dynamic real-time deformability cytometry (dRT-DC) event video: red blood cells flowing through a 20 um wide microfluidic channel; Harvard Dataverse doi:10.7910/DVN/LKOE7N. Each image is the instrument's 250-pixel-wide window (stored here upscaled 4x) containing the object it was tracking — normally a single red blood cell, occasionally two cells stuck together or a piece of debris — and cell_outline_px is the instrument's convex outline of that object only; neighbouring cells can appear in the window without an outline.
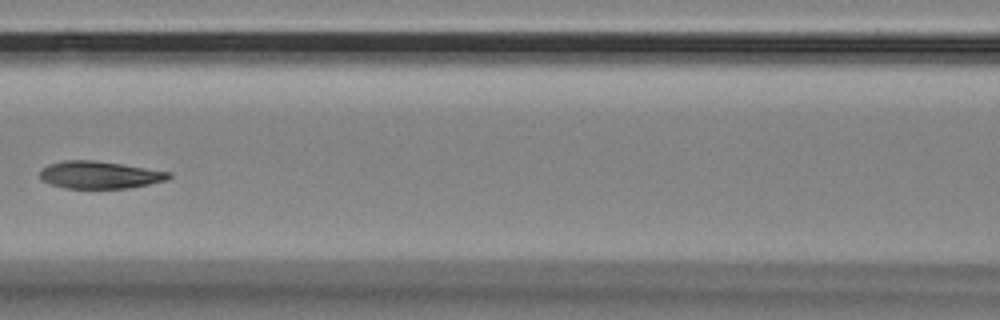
{"species": "Egyptian fruit bat (a non-hibernating species)", "species_latin": "Rousettus aegyptiacus", "temperature_condition": "room temperature", "stored_images_in_passage": 14, "camera_frame_rate_fps": 3000, "um_per_image_px": 0.085, "animal": {"sex": "female"}, "frame": {"image": 1, "passage_image": 6, "time_ms": 1.667, "image_size_px": [1000, 320], "cell_outline_px": [[172, 176], [168, 180], [128, 188], [64, 188], [40, 180], [40, 168], [48, 164], [64, 160], [92, 160], [120, 164], [172, 172]], "centroid_in_image_um": [8.45, 14.86], "position_along_channel_um": 158.2, "area_um2": 20.58}}
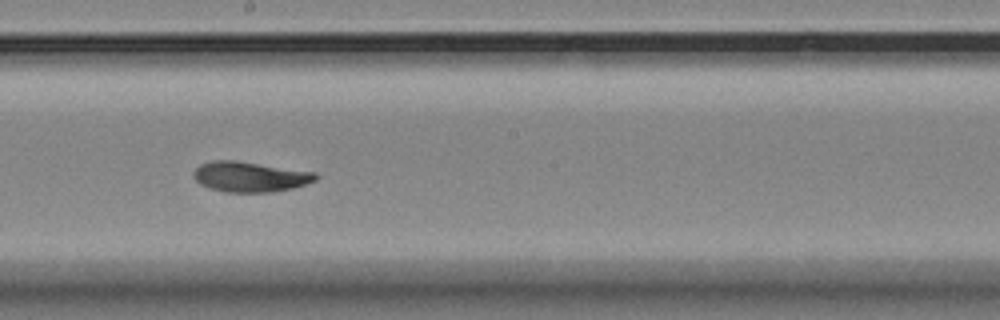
{"frame": {"image": 2, "passage_image": 8, "time_ms": 2.333, "image_size_px": [1000, 320], "cell_outline_px": [[320, 176], [316, 180], [292, 188], [272, 192], [228, 192], [212, 188], [200, 184], [192, 176], [192, 172], [200, 164], [212, 160], [236, 160], [316, 172]], "centroid_in_image_um": [21.25, 15.01], "position_along_channel_um": 227.0, "area_um2": 21.56}}
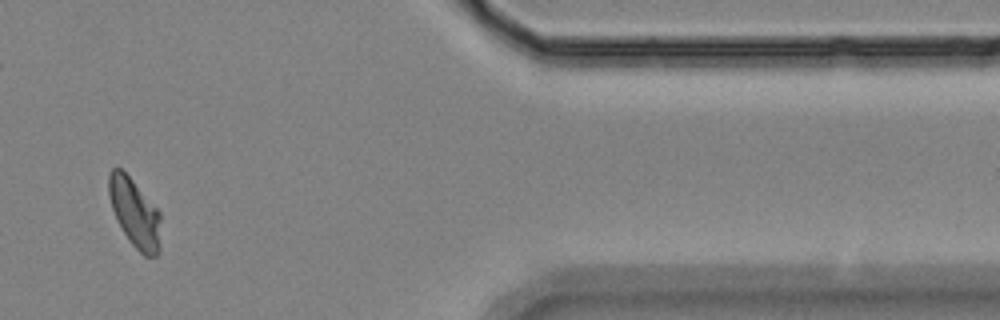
{"frame": {"image": 3, "passage_image": 12, "time_ms": 3.667, "image_size_px": [1000, 320], "cell_outline_px": [[160, 248], [156, 256], [144, 256], [128, 240], [116, 220], [112, 208], [108, 192], [108, 172], [112, 168], [120, 168], [132, 180], [160, 212]], "centroid_in_image_um": [11.44, 18.11], "position_along_channel_um": 400.0, "area_um2": 20.69}}